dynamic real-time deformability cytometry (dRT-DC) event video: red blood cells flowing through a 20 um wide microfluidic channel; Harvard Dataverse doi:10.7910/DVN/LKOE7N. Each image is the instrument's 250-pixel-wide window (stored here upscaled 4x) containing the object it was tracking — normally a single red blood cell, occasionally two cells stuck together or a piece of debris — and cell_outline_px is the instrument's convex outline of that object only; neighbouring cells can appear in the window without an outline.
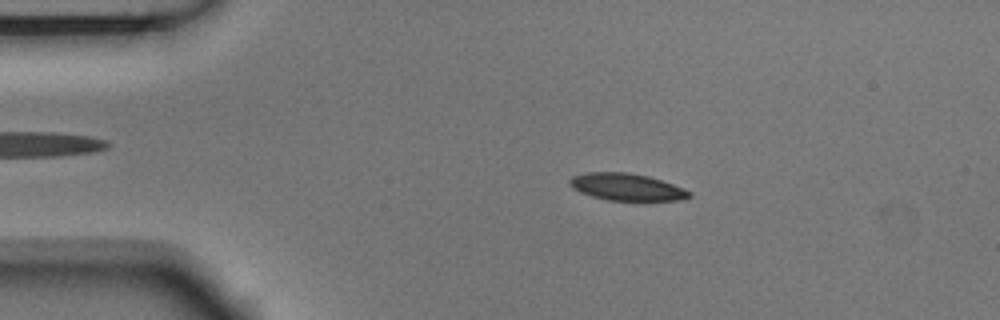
{"species": "Egyptian fruit bat (a non-hibernating species)", "species_latin": "Rousettus aegyptiacus", "temperature_condition": "room temperature", "stored_images_in_passage": 7, "camera_frame_rate_fps": 3000, "um_per_image_px": 0.085, "animal": {"sex": "male"}, "frame": {"image": 1, "passage_image": 3, "time_ms": 0.667, "image_size_px": [1000, 320], "cell_outline_px": [[692, 196], [676, 200], [608, 200], [592, 196], [580, 192], [572, 188], [568, 184], [568, 180], [572, 176], [584, 172], [628, 172], [648, 176], [684, 188], [692, 192]], "centroid_in_image_um": [53.22, 15.88], "position_along_channel_um": 31.8, "area_um2": 18.84}}
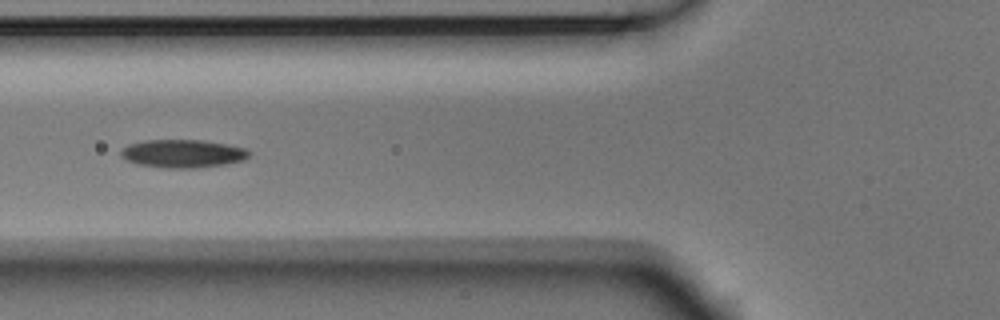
{"frame": {"image": 2, "passage_image": 6, "time_ms": 1.667, "image_size_px": [1000, 320], "cell_outline_px": [[252, 152], [244, 160], [224, 164], [196, 168], [168, 168], [136, 164], [120, 156], [120, 152], [128, 144], [144, 140], [204, 140], [228, 144], [248, 148]], "centroid_in_image_um": [15.57, 13.05], "position_along_channel_um": 110.2, "area_um2": 21.15}}
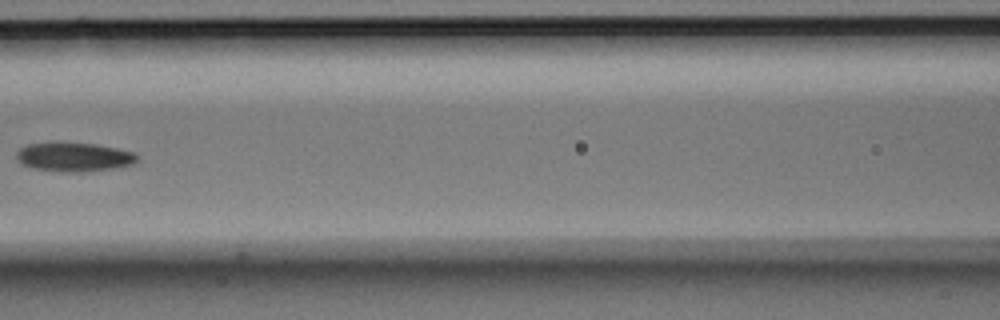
{"frame": {"image": 3, "passage_image": 7, "time_ms": 2.0, "image_size_px": [1000, 320], "cell_outline_px": [[140, 156], [132, 164], [116, 168], [80, 172], [60, 172], [32, 168], [20, 164], [16, 160], [16, 152], [20, 148], [28, 144], [56, 140], [96, 144], [136, 152]], "centroid_in_image_um": [6.24, 13.31], "position_along_channel_um": 160.4, "area_um2": 21.21}}